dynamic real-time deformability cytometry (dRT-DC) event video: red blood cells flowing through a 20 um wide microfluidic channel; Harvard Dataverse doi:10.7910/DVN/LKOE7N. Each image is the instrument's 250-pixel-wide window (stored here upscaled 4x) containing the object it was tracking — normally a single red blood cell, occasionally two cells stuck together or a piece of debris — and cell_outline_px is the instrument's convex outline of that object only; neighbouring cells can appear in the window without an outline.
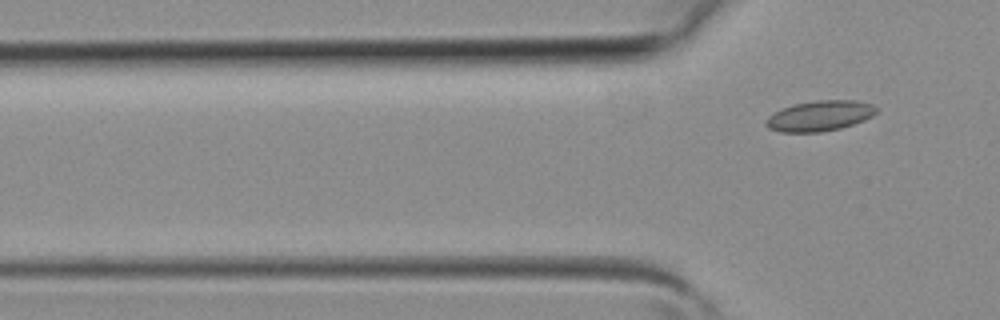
{"species": "common noctule bat (a hibernating species)", "species_latin": "Nyctalus noctula", "temperature_condition": "room temperature", "stored_images_in_passage": 4, "camera_frame_rate_fps": 3000, "um_per_image_px": 0.085, "animal": {"sex": "female", "body_mass_g": 19.3, "forearm_length_mm": 54.1}, "frame": {"image": 1, "passage_image": 4, "time_ms": 1.0, "image_size_px": [1000, 320], "cell_outline_px": [[876, 112], [872, 116], [864, 120], [840, 128], [820, 132], [780, 132], [768, 128], [764, 124], [764, 120], [768, 116], [792, 104], [816, 100], [856, 100], [872, 104], [876, 108]], "centroid_in_image_um": [69.65, 9.84], "position_along_channel_um": 56.2, "area_um2": 19.54}}